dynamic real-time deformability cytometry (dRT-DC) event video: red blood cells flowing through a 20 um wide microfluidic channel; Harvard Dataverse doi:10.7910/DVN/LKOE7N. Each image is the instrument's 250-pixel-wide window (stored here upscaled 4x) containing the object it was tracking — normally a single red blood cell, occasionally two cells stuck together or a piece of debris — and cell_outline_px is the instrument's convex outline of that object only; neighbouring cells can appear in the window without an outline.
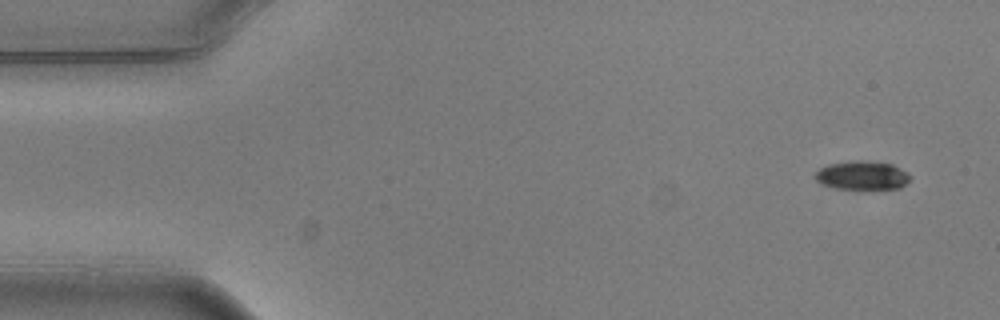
{"species": "common noctule bat (a hibernating species)", "species_latin": "Nyctalus noctula", "temperature_condition": "warm", "stored_images_in_passage": 4, "camera_frame_rate_fps": 3000, "um_per_image_px": 0.085, "animal": {"sex": "male", "body_mass_g": 20.5, "forearm_length_mm": 52.5}, "frame": {"image": 1, "passage_image": 1, "time_ms": 0.0, "image_size_px": [1000, 320], "cell_outline_px": [[912, 176], [900, 188], [864, 192], [856, 192], [832, 188], [820, 184], [812, 176], [820, 168], [828, 164], [852, 160], [860, 160], [892, 164], [908, 172]], "centroid_in_image_um": [73.25, 14.97], "position_along_channel_um": 11.8, "area_um2": 16.99}}
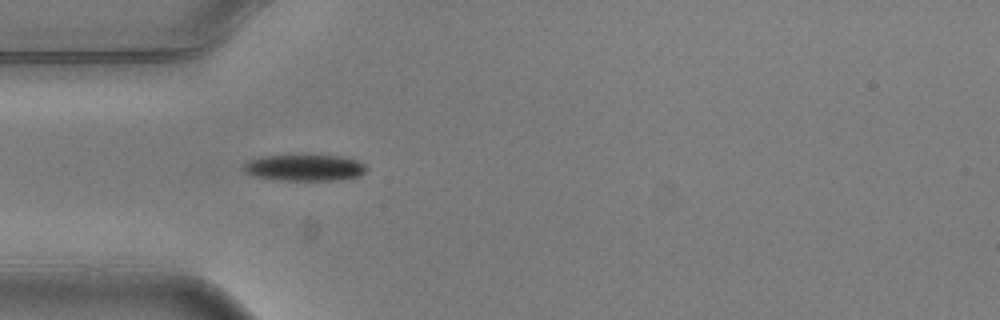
{"frame": {"image": 2, "passage_image": 4, "time_ms": 1.0, "image_size_px": [1000, 320], "cell_outline_px": [[368, 168], [360, 176], [340, 180], [280, 180], [256, 176], [244, 172], [240, 168], [240, 164], [248, 160], [260, 156], [304, 152], [344, 156], [356, 160], [364, 164]], "centroid_in_image_um": [25.84, 14.19], "position_along_channel_um": 59.2, "area_um2": 20.17}}